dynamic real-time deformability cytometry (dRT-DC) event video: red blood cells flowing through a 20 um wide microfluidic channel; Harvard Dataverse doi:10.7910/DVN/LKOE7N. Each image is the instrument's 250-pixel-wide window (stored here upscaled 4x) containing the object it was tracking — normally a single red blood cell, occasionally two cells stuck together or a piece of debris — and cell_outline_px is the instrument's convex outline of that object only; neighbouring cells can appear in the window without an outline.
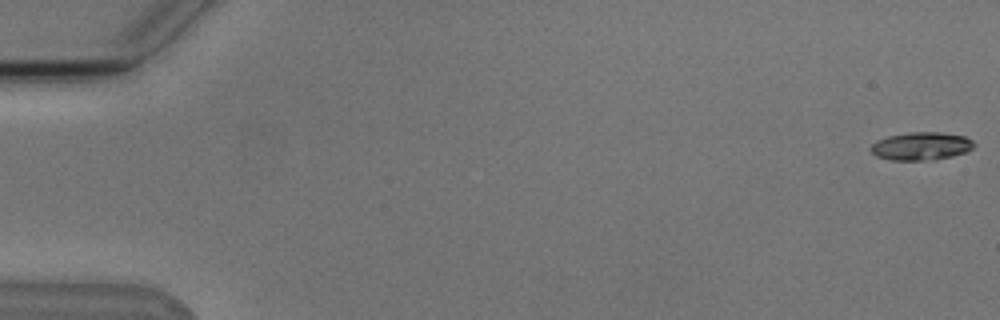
{"species": "Egyptian fruit bat (a non-hibernating species)", "species_latin": "Rousettus aegyptiacus", "temperature_condition": "cold", "stored_images_in_passage": 9, "camera_frame_rate_fps": 3000, "um_per_image_px": 0.085, "animal": {"sex": "male"}, "frame": {"image": 1, "passage_image": 1, "time_ms": 0.0, "image_size_px": [1000, 320], "cell_outline_px": [[976, 144], [968, 152], [952, 156], [924, 160], [892, 160], [876, 156], [868, 148], [876, 140], [888, 136], [912, 132], [940, 132], [964, 136], [972, 140]], "centroid_in_image_um": [78.29, 12.41], "position_along_channel_um": 6.7, "area_um2": 16.82}}
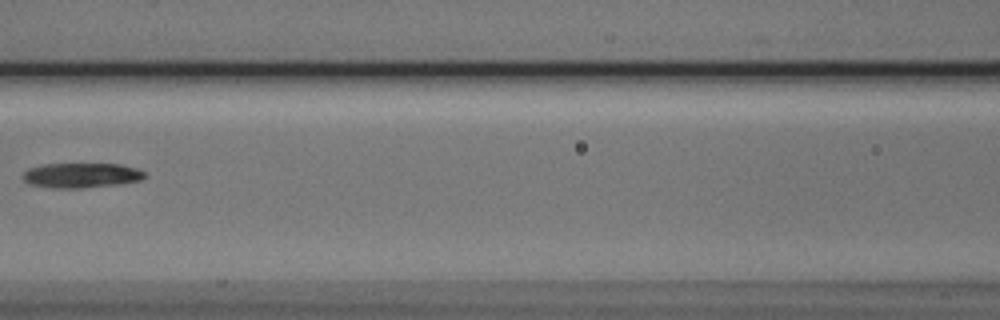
{"frame": {"image": 2, "passage_image": 8, "time_ms": 8.333, "image_size_px": [1000, 320], "cell_outline_px": [[148, 176], [140, 180], [124, 184], [84, 188], [48, 188], [28, 184], [20, 176], [28, 168], [44, 164], [120, 164], [136, 168], [144, 172]], "centroid_in_image_um": [6.9, 14.92], "position_along_channel_um": 159.7, "area_um2": 18.03}}
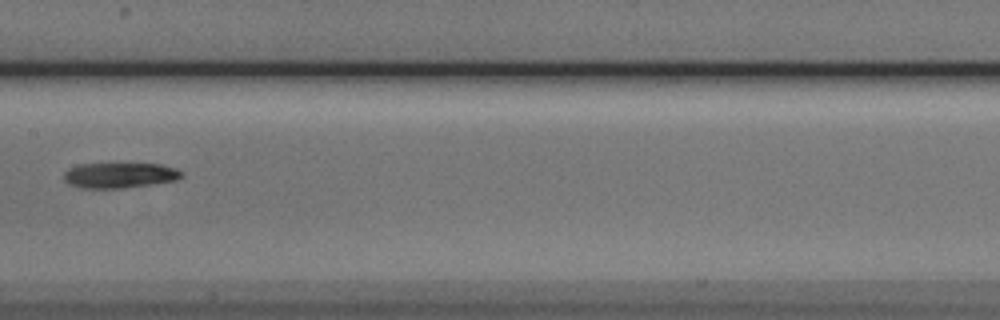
{"frame": {"image": 3, "passage_image": 9, "time_ms": 9.333, "image_size_px": [1000, 320], "cell_outline_px": [[184, 176], [176, 180], [120, 188], [80, 188], [68, 184], [64, 180], [64, 172], [68, 168], [80, 164], [160, 164], [172, 168], [180, 172]], "centroid_in_image_um": [10.09, 14.9], "position_along_channel_um": 197.3, "area_um2": 17.11}}